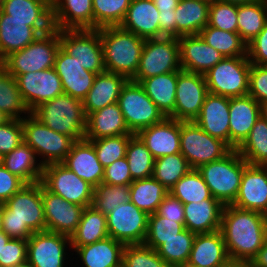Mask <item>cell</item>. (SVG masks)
<instances>
[{
	"label": "cell",
	"instance_id": "9a60e30c",
	"mask_svg": "<svg viewBox=\"0 0 267 267\" xmlns=\"http://www.w3.org/2000/svg\"><path fill=\"white\" fill-rule=\"evenodd\" d=\"M148 214L130 200L106 215L109 237L124 245L144 244Z\"/></svg>",
	"mask_w": 267,
	"mask_h": 267
},
{
	"label": "cell",
	"instance_id": "d6986e66",
	"mask_svg": "<svg viewBox=\"0 0 267 267\" xmlns=\"http://www.w3.org/2000/svg\"><path fill=\"white\" fill-rule=\"evenodd\" d=\"M46 231L71 236L82 217L84 207L67 202L61 196L48 191L41 183Z\"/></svg>",
	"mask_w": 267,
	"mask_h": 267
},
{
	"label": "cell",
	"instance_id": "2a66077c",
	"mask_svg": "<svg viewBox=\"0 0 267 267\" xmlns=\"http://www.w3.org/2000/svg\"><path fill=\"white\" fill-rule=\"evenodd\" d=\"M3 165V155L0 153V166Z\"/></svg>",
	"mask_w": 267,
	"mask_h": 267
},
{
	"label": "cell",
	"instance_id": "6da1fadb",
	"mask_svg": "<svg viewBox=\"0 0 267 267\" xmlns=\"http://www.w3.org/2000/svg\"><path fill=\"white\" fill-rule=\"evenodd\" d=\"M220 231L230 260L251 262L267 238V215L226 205Z\"/></svg>",
	"mask_w": 267,
	"mask_h": 267
},
{
	"label": "cell",
	"instance_id": "09005b40",
	"mask_svg": "<svg viewBox=\"0 0 267 267\" xmlns=\"http://www.w3.org/2000/svg\"><path fill=\"white\" fill-rule=\"evenodd\" d=\"M201 1L211 2L212 0H201Z\"/></svg>",
	"mask_w": 267,
	"mask_h": 267
},
{
	"label": "cell",
	"instance_id": "83f0119b",
	"mask_svg": "<svg viewBox=\"0 0 267 267\" xmlns=\"http://www.w3.org/2000/svg\"><path fill=\"white\" fill-rule=\"evenodd\" d=\"M224 205L217 199L184 204V227L196 234L220 230Z\"/></svg>",
	"mask_w": 267,
	"mask_h": 267
},
{
	"label": "cell",
	"instance_id": "8c879c8a",
	"mask_svg": "<svg viewBox=\"0 0 267 267\" xmlns=\"http://www.w3.org/2000/svg\"><path fill=\"white\" fill-rule=\"evenodd\" d=\"M9 120L10 118H8L2 111H0V125H3Z\"/></svg>",
	"mask_w": 267,
	"mask_h": 267
},
{
	"label": "cell",
	"instance_id": "cb8c5ba5",
	"mask_svg": "<svg viewBox=\"0 0 267 267\" xmlns=\"http://www.w3.org/2000/svg\"><path fill=\"white\" fill-rule=\"evenodd\" d=\"M229 146L237 149L261 117L260 104L250 95L232 97L229 102Z\"/></svg>",
	"mask_w": 267,
	"mask_h": 267
},
{
	"label": "cell",
	"instance_id": "4dcf8cb0",
	"mask_svg": "<svg viewBox=\"0 0 267 267\" xmlns=\"http://www.w3.org/2000/svg\"><path fill=\"white\" fill-rule=\"evenodd\" d=\"M125 245L112 237L80 247H71L82 267H122ZM74 250V251H73Z\"/></svg>",
	"mask_w": 267,
	"mask_h": 267
},
{
	"label": "cell",
	"instance_id": "681fc988",
	"mask_svg": "<svg viewBox=\"0 0 267 267\" xmlns=\"http://www.w3.org/2000/svg\"><path fill=\"white\" fill-rule=\"evenodd\" d=\"M130 184L108 185L100 183L94 188L92 206L103 215H108L114 208L128 202Z\"/></svg>",
	"mask_w": 267,
	"mask_h": 267
},
{
	"label": "cell",
	"instance_id": "e7e4bbea",
	"mask_svg": "<svg viewBox=\"0 0 267 267\" xmlns=\"http://www.w3.org/2000/svg\"><path fill=\"white\" fill-rule=\"evenodd\" d=\"M252 267H267V238L256 256L251 260Z\"/></svg>",
	"mask_w": 267,
	"mask_h": 267
},
{
	"label": "cell",
	"instance_id": "7bdbcfd3",
	"mask_svg": "<svg viewBox=\"0 0 267 267\" xmlns=\"http://www.w3.org/2000/svg\"><path fill=\"white\" fill-rule=\"evenodd\" d=\"M201 38L225 57L247 56V44L236 32L206 26L199 32Z\"/></svg>",
	"mask_w": 267,
	"mask_h": 267
},
{
	"label": "cell",
	"instance_id": "5bb4252c",
	"mask_svg": "<svg viewBox=\"0 0 267 267\" xmlns=\"http://www.w3.org/2000/svg\"><path fill=\"white\" fill-rule=\"evenodd\" d=\"M70 249L69 236L49 231L34 232L27 239V261L33 267H67L70 254L74 255Z\"/></svg>",
	"mask_w": 267,
	"mask_h": 267
},
{
	"label": "cell",
	"instance_id": "d6a6232c",
	"mask_svg": "<svg viewBox=\"0 0 267 267\" xmlns=\"http://www.w3.org/2000/svg\"><path fill=\"white\" fill-rule=\"evenodd\" d=\"M124 134L133 133L127 128L117 102L92 112L86 117L85 140Z\"/></svg>",
	"mask_w": 267,
	"mask_h": 267
},
{
	"label": "cell",
	"instance_id": "f907efd6",
	"mask_svg": "<svg viewBox=\"0 0 267 267\" xmlns=\"http://www.w3.org/2000/svg\"><path fill=\"white\" fill-rule=\"evenodd\" d=\"M184 229V223L164 218L157 213L150 214L144 244L157 250L162 245V240L176 237Z\"/></svg>",
	"mask_w": 267,
	"mask_h": 267
},
{
	"label": "cell",
	"instance_id": "979ff035",
	"mask_svg": "<svg viewBox=\"0 0 267 267\" xmlns=\"http://www.w3.org/2000/svg\"><path fill=\"white\" fill-rule=\"evenodd\" d=\"M263 66L267 69V62Z\"/></svg>",
	"mask_w": 267,
	"mask_h": 267
},
{
	"label": "cell",
	"instance_id": "7c38bea8",
	"mask_svg": "<svg viewBox=\"0 0 267 267\" xmlns=\"http://www.w3.org/2000/svg\"><path fill=\"white\" fill-rule=\"evenodd\" d=\"M60 47L87 71L105 70L100 29L59 30Z\"/></svg>",
	"mask_w": 267,
	"mask_h": 267
},
{
	"label": "cell",
	"instance_id": "8fae6325",
	"mask_svg": "<svg viewBox=\"0 0 267 267\" xmlns=\"http://www.w3.org/2000/svg\"><path fill=\"white\" fill-rule=\"evenodd\" d=\"M181 70L179 42L176 37L145 39L137 72L132 81Z\"/></svg>",
	"mask_w": 267,
	"mask_h": 267
},
{
	"label": "cell",
	"instance_id": "3957f363",
	"mask_svg": "<svg viewBox=\"0 0 267 267\" xmlns=\"http://www.w3.org/2000/svg\"><path fill=\"white\" fill-rule=\"evenodd\" d=\"M105 70L132 80L137 72L145 39L120 26L100 28Z\"/></svg>",
	"mask_w": 267,
	"mask_h": 267
},
{
	"label": "cell",
	"instance_id": "b9f144b4",
	"mask_svg": "<svg viewBox=\"0 0 267 267\" xmlns=\"http://www.w3.org/2000/svg\"><path fill=\"white\" fill-rule=\"evenodd\" d=\"M236 150L248 164L267 166V121L264 118L259 117Z\"/></svg>",
	"mask_w": 267,
	"mask_h": 267
},
{
	"label": "cell",
	"instance_id": "11a10c76",
	"mask_svg": "<svg viewBox=\"0 0 267 267\" xmlns=\"http://www.w3.org/2000/svg\"><path fill=\"white\" fill-rule=\"evenodd\" d=\"M23 142V127L21 120L10 119L0 125V153L4 156L12 152Z\"/></svg>",
	"mask_w": 267,
	"mask_h": 267
},
{
	"label": "cell",
	"instance_id": "44dd1931",
	"mask_svg": "<svg viewBox=\"0 0 267 267\" xmlns=\"http://www.w3.org/2000/svg\"><path fill=\"white\" fill-rule=\"evenodd\" d=\"M182 70L205 75L225 56L208 45L201 36L184 35L178 38Z\"/></svg>",
	"mask_w": 267,
	"mask_h": 267
},
{
	"label": "cell",
	"instance_id": "52a82bcc",
	"mask_svg": "<svg viewBox=\"0 0 267 267\" xmlns=\"http://www.w3.org/2000/svg\"><path fill=\"white\" fill-rule=\"evenodd\" d=\"M21 122L23 141L35 151L43 167L62 163L76 142L68 135L50 129L32 113L25 116Z\"/></svg>",
	"mask_w": 267,
	"mask_h": 267
},
{
	"label": "cell",
	"instance_id": "db71d44e",
	"mask_svg": "<svg viewBox=\"0 0 267 267\" xmlns=\"http://www.w3.org/2000/svg\"><path fill=\"white\" fill-rule=\"evenodd\" d=\"M208 26L237 33V4L212 0L209 6Z\"/></svg>",
	"mask_w": 267,
	"mask_h": 267
},
{
	"label": "cell",
	"instance_id": "7402d4cb",
	"mask_svg": "<svg viewBox=\"0 0 267 267\" xmlns=\"http://www.w3.org/2000/svg\"><path fill=\"white\" fill-rule=\"evenodd\" d=\"M54 69L62 82L64 94L83 100L91 89L96 74L82 65L61 47L58 49Z\"/></svg>",
	"mask_w": 267,
	"mask_h": 267
},
{
	"label": "cell",
	"instance_id": "836d02e7",
	"mask_svg": "<svg viewBox=\"0 0 267 267\" xmlns=\"http://www.w3.org/2000/svg\"><path fill=\"white\" fill-rule=\"evenodd\" d=\"M3 166L25 184L41 182L44 167L35 151L24 141L3 156Z\"/></svg>",
	"mask_w": 267,
	"mask_h": 267
},
{
	"label": "cell",
	"instance_id": "2644e50d",
	"mask_svg": "<svg viewBox=\"0 0 267 267\" xmlns=\"http://www.w3.org/2000/svg\"><path fill=\"white\" fill-rule=\"evenodd\" d=\"M220 1L240 5V4H244V3H250V2H253L256 0H220Z\"/></svg>",
	"mask_w": 267,
	"mask_h": 267
},
{
	"label": "cell",
	"instance_id": "e575fe53",
	"mask_svg": "<svg viewBox=\"0 0 267 267\" xmlns=\"http://www.w3.org/2000/svg\"><path fill=\"white\" fill-rule=\"evenodd\" d=\"M178 71L142 79L139 84L161 112L169 117L175 108Z\"/></svg>",
	"mask_w": 267,
	"mask_h": 267
},
{
	"label": "cell",
	"instance_id": "f5cc1de1",
	"mask_svg": "<svg viewBox=\"0 0 267 267\" xmlns=\"http://www.w3.org/2000/svg\"><path fill=\"white\" fill-rule=\"evenodd\" d=\"M122 267H170L153 248L145 244L125 245Z\"/></svg>",
	"mask_w": 267,
	"mask_h": 267
},
{
	"label": "cell",
	"instance_id": "9f6ffc18",
	"mask_svg": "<svg viewBox=\"0 0 267 267\" xmlns=\"http://www.w3.org/2000/svg\"><path fill=\"white\" fill-rule=\"evenodd\" d=\"M27 260V239L11 238L0 250V267H12Z\"/></svg>",
	"mask_w": 267,
	"mask_h": 267
},
{
	"label": "cell",
	"instance_id": "60d3db41",
	"mask_svg": "<svg viewBox=\"0 0 267 267\" xmlns=\"http://www.w3.org/2000/svg\"><path fill=\"white\" fill-rule=\"evenodd\" d=\"M0 111H2L8 118L16 120H22L25 116L31 113L21 96L16 79L1 65Z\"/></svg>",
	"mask_w": 267,
	"mask_h": 267
},
{
	"label": "cell",
	"instance_id": "e0dca14e",
	"mask_svg": "<svg viewBox=\"0 0 267 267\" xmlns=\"http://www.w3.org/2000/svg\"><path fill=\"white\" fill-rule=\"evenodd\" d=\"M52 29L53 22L14 20L0 9V63L11 53L24 49Z\"/></svg>",
	"mask_w": 267,
	"mask_h": 267
},
{
	"label": "cell",
	"instance_id": "ffe728a7",
	"mask_svg": "<svg viewBox=\"0 0 267 267\" xmlns=\"http://www.w3.org/2000/svg\"><path fill=\"white\" fill-rule=\"evenodd\" d=\"M233 206L267 215V166L248 164L244 168Z\"/></svg>",
	"mask_w": 267,
	"mask_h": 267
},
{
	"label": "cell",
	"instance_id": "277c9868",
	"mask_svg": "<svg viewBox=\"0 0 267 267\" xmlns=\"http://www.w3.org/2000/svg\"><path fill=\"white\" fill-rule=\"evenodd\" d=\"M50 129L68 135L75 141L85 139L86 115L83 101L67 94L40 104L31 112Z\"/></svg>",
	"mask_w": 267,
	"mask_h": 267
},
{
	"label": "cell",
	"instance_id": "ac0fdd59",
	"mask_svg": "<svg viewBox=\"0 0 267 267\" xmlns=\"http://www.w3.org/2000/svg\"><path fill=\"white\" fill-rule=\"evenodd\" d=\"M15 79L21 96L31 112L40 104L64 94L62 82L54 68L20 74Z\"/></svg>",
	"mask_w": 267,
	"mask_h": 267
},
{
	"label": "cell",
	"instance_id": "d590c367",
	"mask_svg": "<svg viewBox=\"0 0 267 267\" xmlns=\"http://www.w3.org/2000/svg\"><path fill=\"white\" fill-rule=\"evenodd\" d=\"M210 3L201 0H179L175 9L177 38L198 35L208 25Z\"/></svg>",
	"mask_w": 267,
	"mask_h": 267
},
{
	"label": "cell",
	"instance_id": "1f68e13d",
	"mask_svg": "<svg viewBox=\"0 0 267 267\" xmlns=\"http://www.w3.org/2000/svg\"><path fill=\"white\" fill-rule=\"evenodd\" d=\"M230 260L220 230L196 234L188 264L198 267H222Z\"/></svg>",
	"mask_w": 267,
	"mask_h": 267
},
{
	"label": "cell",
	"instance_id": "ab89813d",
	"mask_svg": "<svg viewBox=\"0 0 267 267\" xmlns=\"http://www.w3.org/2000/svg\"><path fill=\"white\" fill-rule=\"evenodd\" d=\"M1 10L14 20L53 22L51 0H3Z\"/></svg>",
	"mask_w": 267,
	"mask_h": 267
},
{
	"label": "cell",
	"instance_id": "74e56055",
	"mask_svg": "<svg viewBox=\"0 0 267 267\" xmlns=\"http://www.w3.org/2000/svg\"><path fill=\"white\" fill-rule=\"evenodd\" d=\"M267 22V0H256L237 5V33L248 45Z\"/></svg>",
	"mask_w": 267,
	"mask_h": 267
},
{
	"label": "cell",
	"instance_id": "8992f818",
	"mask_svg": "<svg viewBox=\"0 0 267 267\" xmlns=\"http://www.w3.org/2000/svg\"><path fill=\"white\" fill-rule=\"evenodd\" d=\"M60 48L59 30L40 35L24 49L11 53L0 65L14 78L17 75L54 68Z\"/></svg>",
	"mask_w": 267,
	"mask_h": 267
},
{
	"label": "cell",
	"instance_id": "a7ac6f4b",
	"mask_svg": "<svg viewBox=\"0 0 267 267\" xmlns=\"http://www.w3.org/2000/svg\"><path fill=\"white\" fill-rule=\"evenodd\" d=\"M11 238L3 231H0V250Z\"/></svg>",
	"mask_w": 267,
	"mask_h": 267
},
{
	"label": "cell",
	"instance_id": "89a4df30",
	"mask_svg": "<svg viewBox=\"0 0 267 267\" xmlns=\"http://www.w3.org/2000/svg\"><path fill=\"white\" fill-rule=\"evenodd\" d=\"M260 114L267 121V101L260 103Z\"/></svg>",
	"mask_w": 267,
	"mask_h": 267
},
{
	"label": "cell",
	"instance_id": "be15d7a7",
	"mask_svg": "<svg viewBox=\"0 0 267 267\" xmlns=\"http://www.w3.org/2000/svg\"><path fill=\"white\" fill-rule=\"evenodd\" d=\"M160 37L177 38L175 10L159 12V38Z\"/></svg>",
	"mask_w": 267,
	"mask_h": 267
},
{
	"label": "cell",
	"instance_id": "603a6c76",
	"mask_svg": "<svg viewBox=\"0 0 267 267\" xmlns=\"http://www.w3.org/2000/svg\"><path fill=\"white\" fill-rule=\"evenodd\" d=\"M181 121L166 117L160 123L141 129L136 135L154 159L180 153Z\"/></svg>",
	"mask_w": 267,
	"mask_h": 267
},
{
	"label": "cell",
	"instance_id": "7a4b0ae2",
	"mask_svg": "<svg viewBox=\"0 0 267 267\" xmlns=\"http://www.w3.org/2000/svg\"><path fill=\"white\" fill-rule=\"evenodd\" d=\"M2 231L15 239L46 231L41 182L25 184L4 203Z\"/></svg>",
	"mask_w": 267,
	"mask_h": 267
},
{
	"label": "cell",
	"instance_id": "2e32d148",
	"mask_svg": "<svg viewBox=\"0 0 267 267\" xmlns=\"http://www.w3.org/2000/svg\"><path fill=\"white\" fill-rule=\"evenodd\" d=\"M207 94L204 75L179 70L175 108L169 118L182 122L194 121L200 114Z\"/></svg>",
	"mask_w": 267,
	"mask_h": 267
},
{
	"label": "cell",
	"instance_id": "91938a15",
	"mask_svg": "<svg viewBox=\"0 0 267 267\" xmlns=\"http://www.w3.org/2000/svg\"><path fill=\"white\" fill-rule=\"evenodd\" d=\"M247 56L251 64L267 62V22L263 30L247 45Z\"/></svg>",
	"mask_w": 267,
	"mask_h": 267
},
{
	"label": "cell",
	"instance_id": "34e18365",
	"mask_svg": "<svg viewBox=\"0 0 267 267\" xmlns=\"http://www.w3.org/2000/svg\"><path fill=\"white\" fill-rule=\"evenodd\" d=\"M12 267H33L27 260L21 264L14 265Z\"/></svg>",
	"mask_w": 267,
	"mask_h": 267
},
{
	"label": "cell",
	"instance_id": "680465c9",
	"mask_svg": "<svg viewBox=\"0 0 267 267\" xmlns=\"http://www.w3.org/2000/svg\"><path fill=\"white\" fill-rule=\"evenodd\" d=\"M132 176L126 157L116 160L104 168L103 183L108 185H125L132 183Z\"/></svg>",
	"mask_w": 267,
	"mask_h": 267
},
{
	"label": "cell",
	"instance_id": "d4e9b609",
	"mask_svg": "<svg viewBox=\"0 0 267 267\" xmlns=\"http://www.w3.org/2000/svg\"><path fill=\"white\" fill-rule=\"evenodd\" d=\"M230 98L208 93L194 122L210 136L229 145Z\"/></svg>",
	"mask_w": 267,
	"mask_h": 267
},
{
	"label": "cell",
	"instance_id": "f35d334b",
	"mask_svg": "<svg viewBox=\"0 0 267 267\" xmlns=\"http://www.w3.org/2000/svg\"><path fill=\"white\" fill-rule=\"evenodd\" d=\"M169 193L159 181L153 177L133 180L130 184L129 199L140 210L148 215L156 213L158 206Z\"/></svg>",
	"mask_w": 267,
	"mask_h": 267
},
{
	"label": "cell",
	"instance_id": "6f0895ef",
	"mask_svg": "<svg viewBox=\"0 0 267 267\" xmlns=\"http://www.w3.org/2000/svg\"><path fill=\"white\" fill-rule=\"evenodd\" d=\"M248 95L259 104L267 101V69L263 65L251 64Z\"/></svg>",
	"mask_w": 267,
	"mask_h": 267
},
{
	"label": "cell",
	"instance_id": "f546056e",
	"mask_svg": "<svg viewBox=\"0 0 267 267\" xmlns=\"http://www.w3.org/2000/svg\"><path fill=\"white\" fill-rule=\"evenodd\" d=\"M128 79L122 75L104 71L96 74L94 83L83 101L86 117L99 109L118 101Z\"/></svg>",
	"mask_w": 267,
	"mask_h": 267
},
{
	"label": "cell",
	"instance_id": "11e5206c",
	"mask_svg": "<svg viewBox=\"0 0 267 267\" xmlns=\"http://www.w3.org/2000/svg\"><path fill=\"white\" fill-rule=\"evenodd\" d=\"M180 267H198V266H195V265H190V264H185V265H182V266H180Z\"/></svg>",
	"mask_w": 267,
	"mask_h": 267
},
{
	"label": "cell",
	"instance_id": "484cf974",
	"mask_svg": "<svg viewBox=\"0 0 267 267\" xmlns=\"http://www.w3.org/2000/svg\"><path fill=\"white\" fill-rule=\"evenodd\" d=\"M62 164L94 188L103 182L104 167L88 140L76 141Z\"/></svg>",
	"mask_w": 267,
	"mask_h": 267
},
{
	"label": "cell",
	"instance_id": "7dc6e473",
	"mask_svg": "<svg viewBox=\"0 0 267 267\" xmlns=\"http://www.w3.org/2000/svg\"><path fill=\"white\" fill-rule=\"evenodd\" d=\"M126 159L132 180L152 177L155 159L137 135L127 145Z\"/></svg>",
	"mask_w": 267,
	"mask_h": 267
},
{
	"label": "cell",
	"instance_id": "4fadbf2b",
	"mask_svg": "<svg viewBox=\"0 0 267 267\" xmlns=\"http://www.w3.org/2000/svg\"><path fill=\"white\" fill-rule=\"evenodd\" d=\"M41 183L48 191L61 196L67 202L84 208L92 205L94 187L62 163L44 166Z\"/></svg>",
	"mask_w": 267,
	"mask_h": 267
},
{
	"label": "cell",
	"instance_id": "c3c4849f",
	"mask_svg": "<svg viewBox=\"0 0 267 267\" xmlns=\"http://www.w3.org/2000/svg\"><path fill=\"white\" fill-rule=\"evenodd\" d=\"M131 0H92L93 29L120 26Z\"/></svg>",
	"mask_w": 267,
	"mask_h": 267
},
{
	"label": "cell",
	"instance_id": "003e7915",
	"mask_svg": "<svg viewBox=\"0 0 267 267\" xmlns=\"http://www.w3.org/2000/svg\"><path fill=\"white\" fill-rule=\"evenodd\" d=\"M222 267H252V264L250 261L229 260Z\"/></svg>",
	"mask_w": 267,
	"mask_h": 267
},
{
	"label": "cell",
	"instance_id": "753ad0ef",
	"mask_svg": "<svg viewBox=\"0 0 267 267\" xmlns=\"http://www.w3.org/2000/svg\"><path fill=\"white\" fill-rule=\"evenodd\" d=\"M3 208H4V202L0 201V231H2Z\"/></svg>",
	"mask_w": 267,
	"mask_h": 267
},
{
	"label": "cell",
	"instance_id": "03108f58",
	"mask_svg": "<svg viewBox=\"0 0 267 267\" xmlns=\"http://www.w3.org/2000/svg\"><path fill=\"white\" fill-rule=\"evenodd\" d=\"M159 12L175 10L179 0H153Z\"/></svg>",
	"mask_w": 267,
	"mask_h": 267
},
{
	"label": "cell",
	"instance_id": "bcb514c9",
	"mask_svg": "<svg viewBox=\"0 0 267 267\" xmlns=\"http://www.w3.org/2000/svg\"><path fill=\"white\" fill-rule=\"evenodd\" d=\"M192 168L181 153L155 159L152 177L170 190Z\"/></svg>",
	"mask_w": 267,
	"mask_h": 267
},
{
	"label": "cell",
	"instance_id": "4316f807",
	"mask_svg": "<svg viewBox=\"0 0 267 267\" xmlns=\"http://www.w3.org/2000/svg\"><path fill=\"white\" fill-rule=\"evenodd\" d=\"M51 4L55 29H93L92 0H51Z\"/></svg>",
	"mask_w": 267,
	"mask_h": 267
},
{
	"label": "cell",
	"instance_id": "30bf717a",
	"mask_svg": "<svg viewBox=\"0 0 267 267\" xmlns=\"http://www.w3.org/2000/svg\"><path fill=\"white\" fill-rule=\"evenodd\" d=\"M117 103L127 128L135 135L141 129L160 123L166 118L143 87L132 80H128L123 86Z\"/></svg>",
	"mask_w": 267,
	"mask_h": 267
},
{
	"label": "cell",
	"instance_id": "816d5d0a",
	"mask_svg": "<svg viewBox=\"0 0 267 267\" xmlns=\"http://www.w3.org/2000/svg\"><path fill=\"white\" fill-rule=\"evenodd\" d=\"M134 135L135 134H124L88 141L93 144L97 158L105 168L116 160L126 157L127 145Z\"/></svg>",
	"mask_w": 267,
	"mask_h": 267
},
{
	"label": "cell",
	"instance_id": "9c48e42d",
	"mask_svg": "<svg viewBox=\"0 0 267 267\" xmlns=\"http://www.w3.org/2000/svg\"><path fill=\"white\" fill-rule=\"evenodd\" d=\"M232 150L227 143L210 136L194 121H181L180 153L192 169L222 159Z\"/></svg>",
	"mask_w": 267,
	"mask_h": 267
},
{
	"label": "cell",
	"instance_id": "94428289",
	"mask_svg": "<svg viewBox=\"0 0 267 267\" xmlns=\"http://www.w3.org/2000/svg\"><path fill=\"white\" fill-rule=\"evenodd\" d=\"M25 183L13 175L9 170H7L3 165L0 166V201L6 202L10 199L16 192H18Z\"/></svg>",
	"mask_w": 267,
	"mask_h": 267
},
{
	"label": "cell",
	"instance_id": "f1b7e54d",
	"mask_svg": "<svg viewBox=\"0 0 267 267\" xmlns=\"http://www.w3.org/2000/svg\"><path fill=\"white\" fill-rule=\"evenodd\" d=\"M120 27L144 39L159 38V11L154 2L131 0Z\"/></svg>",
	"mask_w": 267,
	"mask_h": 267
},
{
	"label": "cell",
	"instance_id": "6125c7cd",
	"mask_svg": "<svg viewBox=\"0 0 267 267\" xmlns=\"http://www.w3.org/2000/svg\"><path fill=\"white\" fill-rule=\"evenodd\" d=\"M156 213L164 218L184 223V204L170 193L164 197Z\"/></svg>",
	"mask_w": 267,
	"mask_h": 267
},
{
	"label": "cell",
	"instance_id": "5b68a950",
	"mask_svg": "<svg viewBox=\"0 0 267 267\" xmlns=\"http://www.w3.org/2000/svg\"><path fill=\"white\" fill-rule=\"evenodd\" d=\"M248 163L233 149L224 158L197 168L214 198L232 205L238 195L244 168Z\"/></svg>",
	"mask_w": 267,
	"mask_h": 267
},
{
	"label": "cell",
	"instance_id": "f6af8a7d",
	"mask_svg": "<svg viewBox=\"0 0 267 267\" xmlns=\"http://www.w3.org/2000/svg\"><path fill=\"white\" fill-rule=\"evenodd\" d=\"M169 193L183 204L216 199L197 169H191L169 190Z\"/></svg>",
	"mask_w": 267,
	"mask_h": 267
},
{
	"label": "cell",
	"instance_id": "8d00e7d4",
	"mask_svg": "<svg viewBox=\"0 0 267 267\" xmlns=\"http://www.w3.org/2000/svg\"><path fill=\"white\" fill-rule=\"evenodd\" d=\"M109 237L106 215L96 210L92 205L85 207L81 220L70 236L71 247L92 244Z\"/></svg>",
	"mask_w": 267,
	"mask_h": 267
},
{
	"label": "cell",
	"instance_id": "ba28073f",
	"mask_svg": "<svg viewBox=\"0 0 267 267\" xmlns=\"http://www.w3.org/2000/svg\"><path fill=\"white\" fill-rule=\"evenodd\" d=\"M250 67L248 56L224 57L204 75L208 93L229 98L248 95Z\"/></svg>",
	"mask_w": 267,
	"mask_h": 267
},
{
	"label": "cell",
	"instance_id": "b9fcfbb0",
	"mask_svg": "<svg viewBox=\"0 0 267 267\" xmlns=\"http://www.w3.org/2000/svg\"><path fill=\"white\" fill-rule=\"evenodd\" d=\"M2 2H3V0H0V9H1V7H2Z\"/></svg>",
	"mask_w": 267,
	"mask_h": 267
},
{
	"label": "cell",
	"instance_id": "ee69618b",
	"mask_svg": "<svg viewBox=\"0 0 267 267\" xmlns=\"http://www.w3.org/2000/svg\"><path fill=\"white\" fill-rule=\"evenodd\" d=\"M195 236L196 233L185 228L176 237L162 240L156 251L170 267H180L189 261Z\"/></svg>",
	"mask_w": 267,
	"mask_h": 267
}]
</instances>
